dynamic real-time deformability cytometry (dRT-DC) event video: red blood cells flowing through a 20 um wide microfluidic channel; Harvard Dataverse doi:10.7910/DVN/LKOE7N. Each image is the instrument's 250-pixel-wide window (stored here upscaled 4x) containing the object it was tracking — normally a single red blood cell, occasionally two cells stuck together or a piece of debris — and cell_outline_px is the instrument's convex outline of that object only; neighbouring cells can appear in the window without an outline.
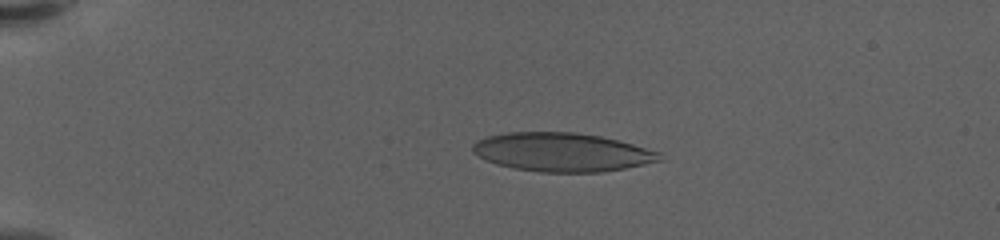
{"species": "human", "species_latin": "Homo sapiens", "temperature_condition": "warm", "stored_images_in_passage": 57, "camera_frame_rate_fps": 3000, "um_per_image_px": 0.085, "donor": {"sex": "female"}, "frame": {"image": 1, "passage_image": 12, "time_ms": 3.667, "image_size_px": [1000, 240], "cell_outline_px": [[660, 160], [644, 164], [624, 168], [600, 172], [540, 172], [516, 168], [496, 164], [472, 152], [472, 144], [488, 136], [508, 132], [576, 132], [600, 136], [632, 144], [660, 152]], "centroid_in_image_um": [47.75, 12.93], "position_along_channel_um": 37.2, "area_um2": 41.67}}
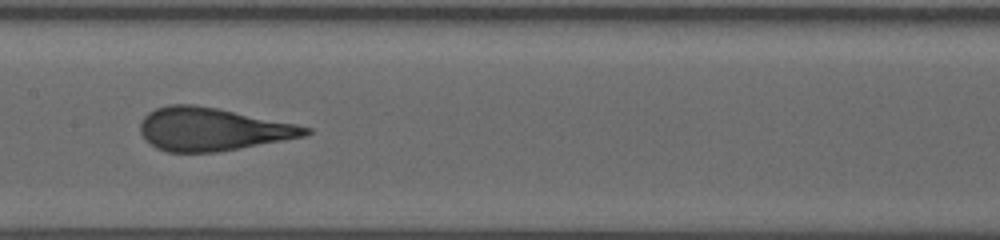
{"frame": {"image": 2, "passage_image": 30, "time_ms": 9.667, "image_size_px": [1000, 240], "cell_outline_px": [[312, 132], [304, 136], [216, 152], [168, 152], [156, 148], [140, 132], [140, 124], [144, 116], [148, 112], [156, 108], [168, 104], [192, 104], [216, 108], [296, 124], [312, 128]], "centroid_in_image_um": [18.02, 10.97], "position_along_channel_um": 189.4, "area_um2": 40.86}}
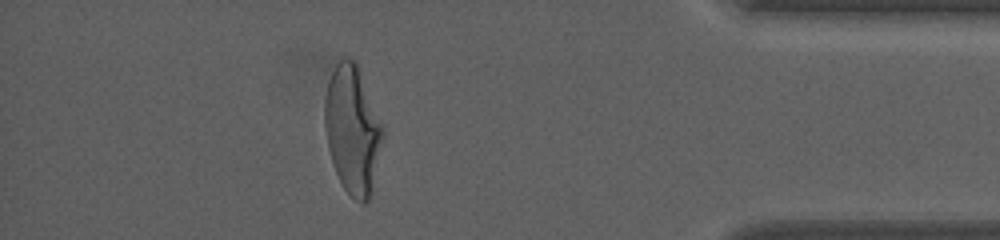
{"frame": {"image": 3, "passage_image": 51, "time_ms": 16.667, "image_size_px": [1000, 240], "cell_outline_px": [[384, 136], [372, 196], [364, 204], [360, 204], [344, 188], [336, 172], [328, 148], [324, 128], [324, 96], [332, 72], [336, 64], [340, 60], [348, 56], [356, 60], [384, 128]], "centroid_in_image_um": [29.99, 11.03], "position_along_channel_um": 405.2, "area_um2": 43.81}, "authors_computed_cell_mechanics": {"area_um2": 41.5582, "velocity_mm_per_s": 3.5754, "shape_relaxation_time_tau1_ms": 7.11, "shape_relaxation_time_tau2_ms": null, "deformation_change_tau1": 0.2744, "deformation_change_tau2": null}}